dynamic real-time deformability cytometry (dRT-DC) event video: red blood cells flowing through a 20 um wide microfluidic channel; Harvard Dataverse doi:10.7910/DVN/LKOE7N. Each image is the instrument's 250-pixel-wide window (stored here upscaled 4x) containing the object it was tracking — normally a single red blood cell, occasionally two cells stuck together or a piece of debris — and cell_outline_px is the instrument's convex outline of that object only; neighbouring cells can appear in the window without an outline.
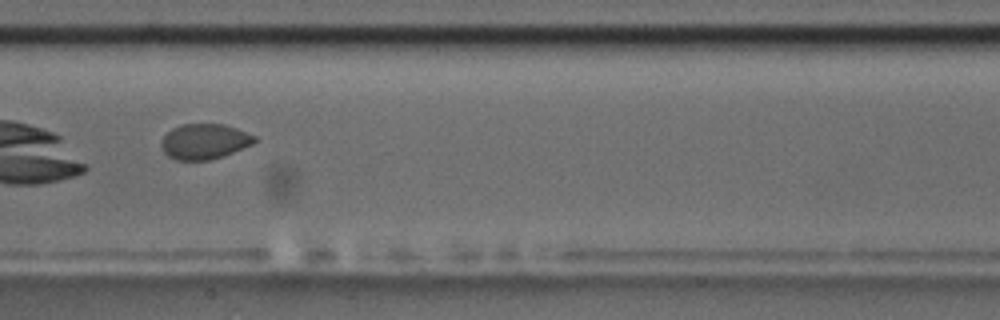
{"species": "common noctule bat (a hibernating species)", "species_latin": "Nyctalus noctula", "temperature_condition": "room temperature", "stored_images_in_passage": 9, "camera_frame_rate_fps": 3000, "um_per_image_px": 0.085, "animal": {"sex": "male", "body_mass_g": 17.5, "forearm_length_mm": 52.3}, "frame": {"image": 1, "passage_image": 9, "time_ms": 9.333, "image_size_px": [1000, 320], "cell_outline_px": [[256, 140], [252, 144], [232, 152], [208, 160], [176, 160], [168, 156], [160, 148], [160, 140], [172, 128], [180, 124], [224, 124], [236, 128], [256, 136]], "centroid_in_image_um": [17.33, 12.01], "position_along_channel_um": 190.1, "area_um2": 19.13}}